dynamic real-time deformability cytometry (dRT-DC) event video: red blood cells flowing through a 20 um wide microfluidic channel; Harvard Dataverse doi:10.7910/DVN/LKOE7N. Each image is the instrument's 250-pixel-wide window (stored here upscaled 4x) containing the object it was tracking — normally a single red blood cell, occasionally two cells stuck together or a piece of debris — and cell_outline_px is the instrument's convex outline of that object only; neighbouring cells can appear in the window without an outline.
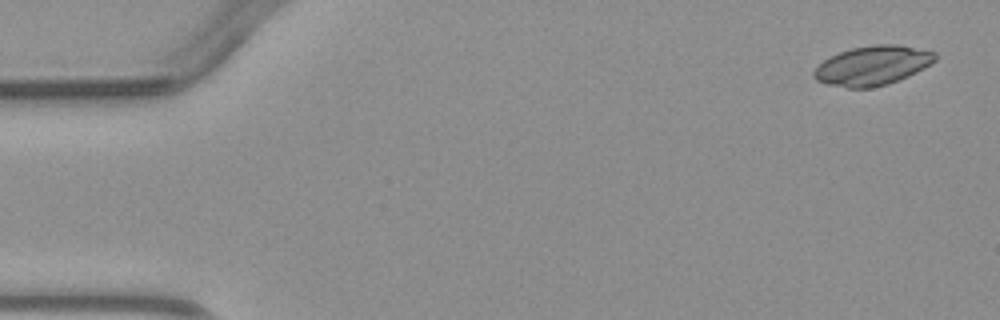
{"species": "common noctule bat (a hibernating species)", "species_latin": "Nyctalus noctula", "temperature_condition": "warm", "stored_images_in_passage": 4, "camera_frame_rate_fps": 3000, "um_per_image_px": 0.085, "animal": {"sex": "male", "body_mass_g": 23.1, "forearm_length_mm": 52.7}, "frame": {"image": 1, "passage_image": 1, "time_ms": 0.0, "image_size_px": [1000, 320], "cell_outline_px": [[936, 60], [924, 68], [908, 76], [888, 84], [872, 88], [848, 88], [828, 84], [816, 80], [812, 76], [812, 72], [824, 60], [840, 52], [852, 48], [876, 44], [896, 44], [936, 52]], "centroid_in_image_um": [74.16, 5.58], "position_along_channel_um": 10.8, "area_um2": 27.69}}